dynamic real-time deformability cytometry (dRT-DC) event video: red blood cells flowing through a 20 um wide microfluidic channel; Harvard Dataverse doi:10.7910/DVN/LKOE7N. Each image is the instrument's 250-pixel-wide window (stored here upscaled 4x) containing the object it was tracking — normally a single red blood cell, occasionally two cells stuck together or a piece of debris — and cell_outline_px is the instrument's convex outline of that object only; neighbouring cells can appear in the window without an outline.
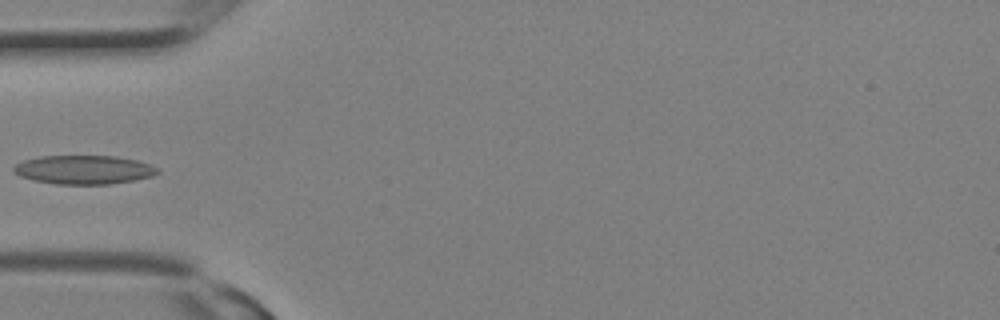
{"species": "Egyptian fruit bat (a non-hibernating species)", "species_latin": "Rousettus aegyptiacus", "temperature_condition": "room temperature", "stored_images_in_passage": 11, "camera_frame_rate_fps": 3000, "um_per_image_px": 0.085, "animal": {"sex": "female"}, "frame": {"image": 1, "passage_image": 10, "time_ms": 3.0, "image_size_px": [1000, 320], "cell_outline_px": [[160, 172], [152, 176], [136, 180], [108, 184], [56, 184], [36, 180], [20, 176], [12, 168], [16, 164], [24, 160], [40, 156], [116, 156], [136, 160], [160, 168]], "centroid_in_image_um": [7.17, 14.42], "position_along_channel_um": 77.8, "area_um2": 24.04}}